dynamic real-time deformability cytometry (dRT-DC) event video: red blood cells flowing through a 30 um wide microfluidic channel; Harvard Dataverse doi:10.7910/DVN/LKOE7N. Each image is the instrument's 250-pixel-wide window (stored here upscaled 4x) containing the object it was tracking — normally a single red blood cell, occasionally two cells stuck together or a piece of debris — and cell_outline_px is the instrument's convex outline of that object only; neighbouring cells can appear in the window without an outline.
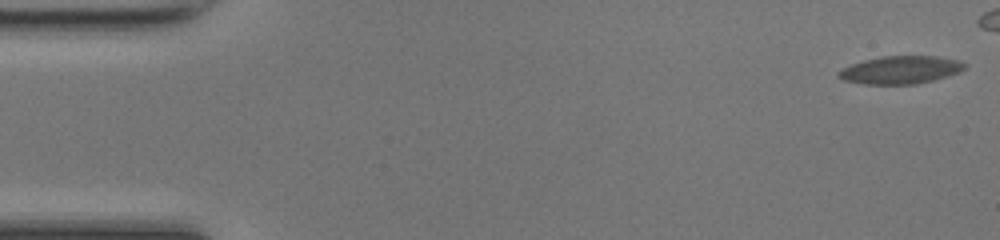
{"species": "common noctule bat (a hibernating species)", "species_latin": "Nyctalus noctula", "temperature_condition": "room temperature", "stored_images_in_passage": 37, "camera_frame_rate_fps": 3000, "um_per_image_px": 0.085, "animal": {"sex": "female", "body_mass_g": 17.0, "forearm_length_mm": 48.0}, "frame": {"image": 1, "passage_image": 1, "time_ms": 0.0, "image_size_px": [1000, 240], "cell_outline_px": [[968, 64], [960, 72], [948, 76], [916, 84], [864, 84], [844, 80], [836, 76], [836, 72], [852, 64], [864, 60], [880, 56], [936, 56], [956, 60]], "centroid_in_image_um": [76.54, 5.94], "position_along_channel_um": 8.5, "area_um2": 20.4}}
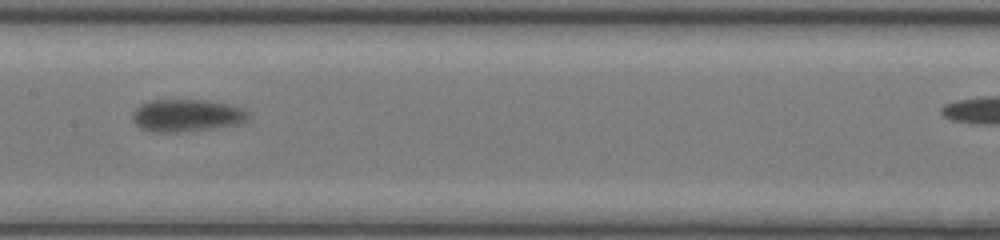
{"frame": {"image": 2, "passage_image": 25, "time_ms": 8.0, "image_size_px": [1000, 240], "cell_outline_px": [[248, 120], [240, 124], [176, 132], [152, 132], [140, 128], [132, 120], [132, 112], [144, 104], [152, 100], [208, 100], [228, 104], [244, 108], [248, 112]], "centroid_in_image_um": [15.89, 9.81], "position_along_channel_um": 191.5, "area_um2": 21.68}}
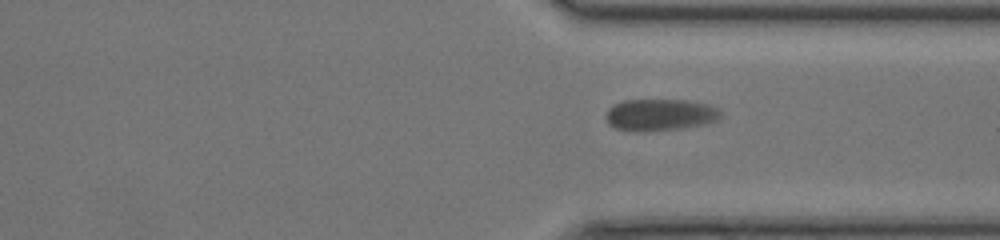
{"frame": {"image": 3, "passage_image": 37, "time_ms": 12.0, "image_size_px": [1000, 240], "cell_outline_px": [[720, 120], [704, 124], [684, 128], [616, 128], [608, 124], [608, 108], [624, 100], [688, 100], [708, 104], [716, 108], [720, 112]], "centroid_in_image_um": [56.2, 9.7], "position_along_channel_um": 355.2, "area_um2": 20.17}}